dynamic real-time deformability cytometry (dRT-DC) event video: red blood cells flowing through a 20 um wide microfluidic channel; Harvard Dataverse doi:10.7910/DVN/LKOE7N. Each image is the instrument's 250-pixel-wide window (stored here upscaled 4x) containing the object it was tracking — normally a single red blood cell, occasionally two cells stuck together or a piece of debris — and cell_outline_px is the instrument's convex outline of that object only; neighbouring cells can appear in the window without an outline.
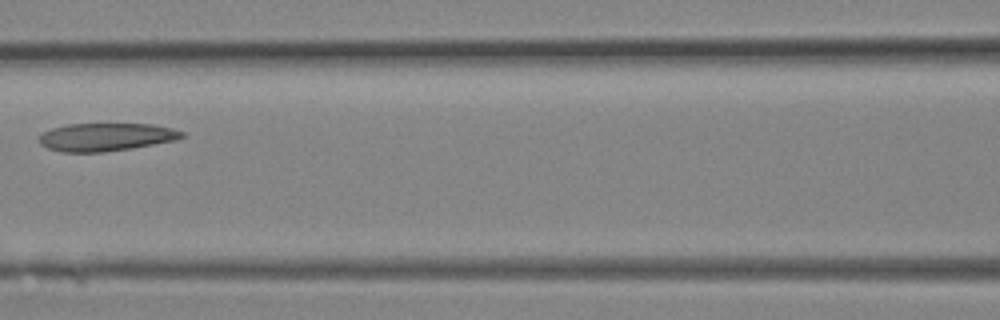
{"species": "Egyptian fruit bat (a non-hibernating species)", "species_latin": "Rousettus aegyptiacus", "temperature_condition": "room temperature", "stored_images_in_passage": 11, "camera_frame_rate_fps": 3000, "um_per_image_px": 0.085, "animal": {"sex": "female"}, "frame": {"image": 1, "passage_image": 10, "time_ms": 3.0, "image_size_px": [1000, 320], "cell_outline_px": [[184, 136], [176, 140], [104, 152], [60, 152], [48, 148], [40, 144], [36, 140], [44, 132], [52, 128], [68, 124], [152, 124], [172, 128], [184, 132]], "centroid_in_image_um": [8.97, 11.64], "position_along_channel_um": 157.6, "area_um2": 23.12}}